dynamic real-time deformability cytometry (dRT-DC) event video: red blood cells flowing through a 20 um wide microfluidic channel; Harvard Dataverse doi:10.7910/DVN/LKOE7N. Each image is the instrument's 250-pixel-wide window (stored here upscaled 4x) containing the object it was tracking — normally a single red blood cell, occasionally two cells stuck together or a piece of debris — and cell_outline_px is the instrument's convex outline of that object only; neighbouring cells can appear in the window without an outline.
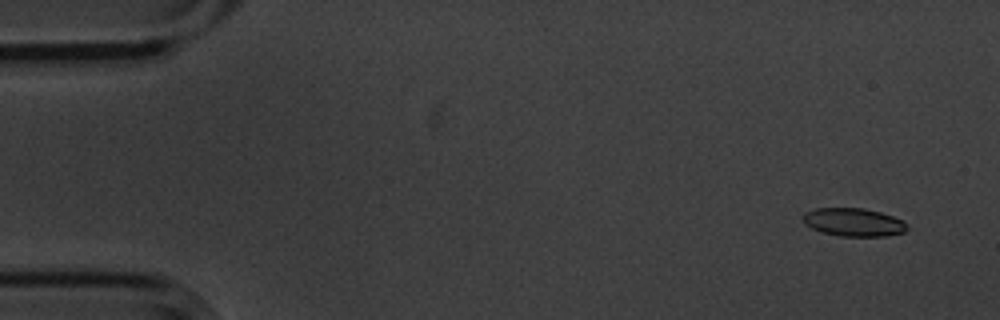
{"species": "common noctule bat (a hibernating species)", "species_latin": "Nyctalus noctula", "temperature_condition": "cold", "stored_images_in_passage": 9, "camera_frame_rate_fps": 3000, "um_per_image_px": 0.085, "animal": {"sex": "male", "body_mass_g": 20.1, "forearm_length_mm": 53.5}, "frame": {"image": 1, "passage_image": 1, "time_ms": 0.0, "image_size_px": [1000, 320], "cell_outline_px": [[908, 228], [904, 232], [888, 236], [840, 236], [824, 232], [812, 228], [804, 224], [800, 216], [804, 212], [816, 208], [864, 208], [880, 212], [904, 220]], "centroid_in_image_um": [72.54, 18.88], "position_along_channel_um": 12.5, "area_um2": 17.22}}
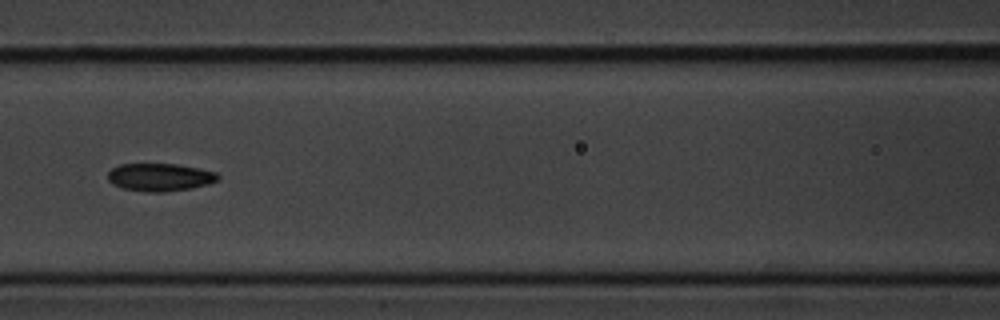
{"frame": {"image": 2, "passage_image": 7, "time_ms": 2.0, "image_size_px": [1000, 320], "cell_outline_px": [[220, 180], [208, 184], [192, 188], [164, 192], [148, 192], [124, 188], [112, 184], [108, 180], [108, 172], [112, 168], [120, 164], [180, 164], [200, 168], [216, 172], [220, 176]], "centroid_in_image_um": [13.63, 15.05], "position_along_channel_um": 153.0, "area_um2": 17.98}}
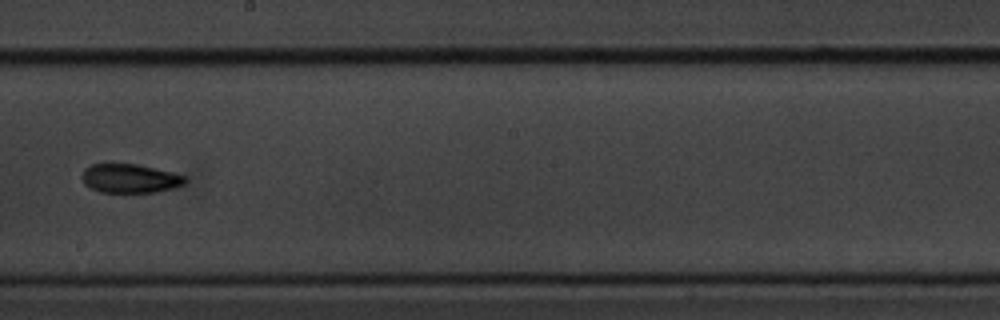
{"frame": {"image": 3, "passage_image": 9, "time_ms": 2.667, "image_size_px": [1000, 320], "cell_outline_px": [[188, 180], [184, 184], [172, 188], [156, 192], [100, 192], [84, 184], [80, 176], [84, 168], [92, 164], [108, 160], [136, 164], [156, 168], [172, 172], [184, 176]], "centroid_in_image_um": [10.97, 15.11], "position_along_channel_um": 237.2, "area_um2": 18.03}}